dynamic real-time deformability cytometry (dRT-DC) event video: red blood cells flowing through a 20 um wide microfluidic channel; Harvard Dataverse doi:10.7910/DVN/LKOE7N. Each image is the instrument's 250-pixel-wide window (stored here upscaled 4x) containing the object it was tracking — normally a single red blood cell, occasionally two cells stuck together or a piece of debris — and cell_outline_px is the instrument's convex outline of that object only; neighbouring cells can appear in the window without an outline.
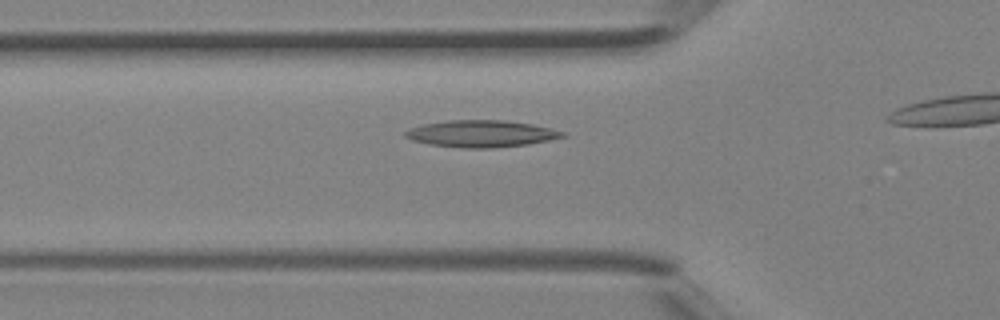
{"species": "Egyptian fruit bat (a non-hibernating species)", "species_latin": "Rousettus aegyptiacus", "temperature_condition": "room temperature", "stored_images_in_passage": 12, "camera_frame_rate_fps": 3000, "um_per_image_px": 0.085, "animal": {"sex": "female"}, "frame": {"image": 1, "passage_image": 3, "time_ms": 0.667, "image_size_px": [1000, 320], "cell_outline_px": [[568, 136], [528, 144], [492, 148], [464, 148], [428, 144], [412, 140], [404, 136], [404, 132], [412, 128], [424, 124], [448, 120], [504, 120], [532, 124], [564, 132]], "centroid_in_image_um": [40.9, 11.36], "position_along_channel_um": 84.9, "area_um2": 24.45}}
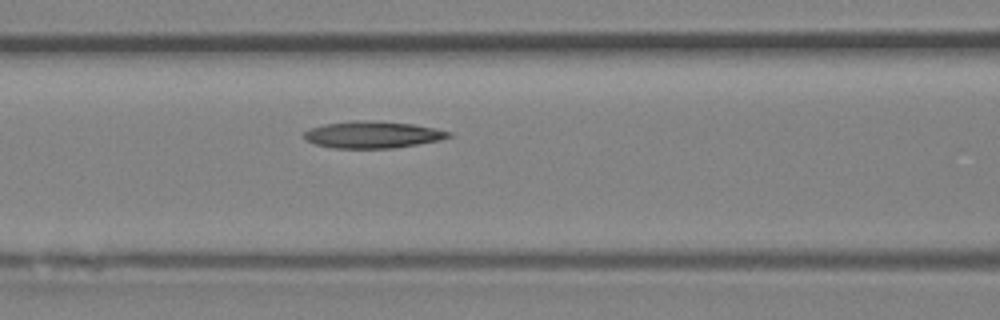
{"frame": {"image": 2, "passage_image": 6, "time_ms": 1.667, "image_size_px": [1000, 320], "cell_outline_px": [[452, 136], [440, 140], [392, 148], [332, 148], [316, 144], [308, 140], [304, 136], [304, 132], [312, 128], [324, 124], [352, 120], [372, 120], [412, 124], [436, 128], [452, 132]], "centroid_in_image_um": [31.7, 11.44], "position_along_channel_um": 134.9, "area_um2": 22.54}}
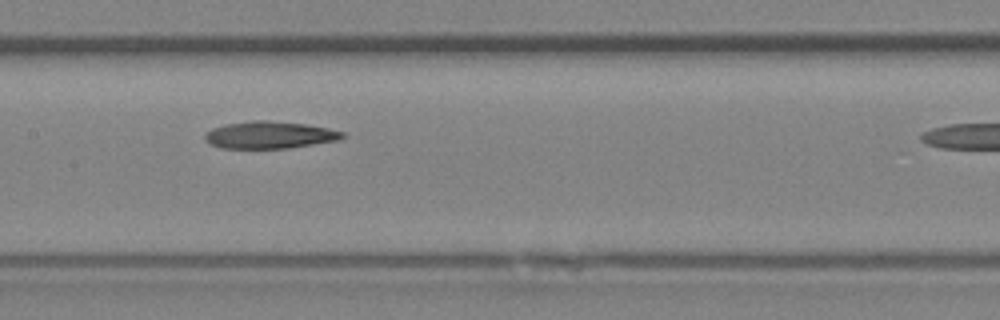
{"frame": {"image": 3, "passage_image": 9, "time_ms": 2.667, "image_size_px": [1000, 320], "cell_outline_px": [[348, 136], [336, 140], [288, 148], [220, 148], [204, 140], [204, 132], [212, 128], [224, 124], [252, 120], [268, 120], [304, 124], [328, 128], [344, 132]], "centroid_in_image_um": [22.87, 11.46], "position_along_channel_um": 184.5, "area_um2": 21.79}}